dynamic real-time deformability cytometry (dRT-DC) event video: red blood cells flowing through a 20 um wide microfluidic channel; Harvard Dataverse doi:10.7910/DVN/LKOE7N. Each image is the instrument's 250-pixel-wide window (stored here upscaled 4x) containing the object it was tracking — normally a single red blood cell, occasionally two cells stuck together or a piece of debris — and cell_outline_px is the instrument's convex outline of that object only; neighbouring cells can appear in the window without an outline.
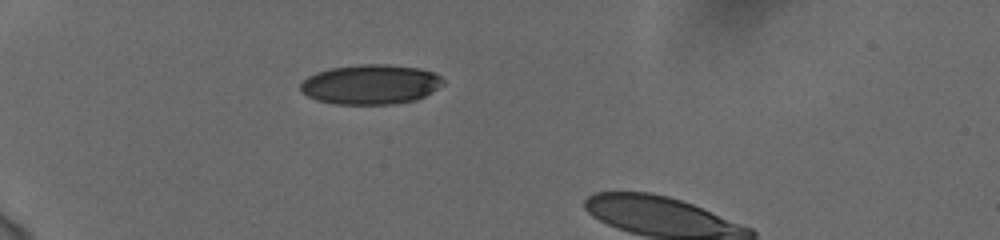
{"species": "human", "species_latin": "Homo sapiens", "temperature_condition": "cold", "stored_images_in_passage": 38, "camera_frame_rate_fps": 3000, "um_per_image_px": 0.085, "donor": {"sex": "female"}, "frame": {"image": 1, "passage_image": 1, "time_ms": 0.0, "image_size_px": [1000, 240], "cell_outline_px": [[444, 84], [432, 92], [416, 100], [396, 104], [332, 104], [316, 100], [300, 92], [300, 84], [308, 76], [316, 72], [332, 68], [360, 64], [388, 64], [420, 68], [432, 72], [440, 76], [444, 80]], "centroid_in_image_um": [31.5, 7.18], "position_along_channel_um": 53.5, "area_um2": 33.29}}
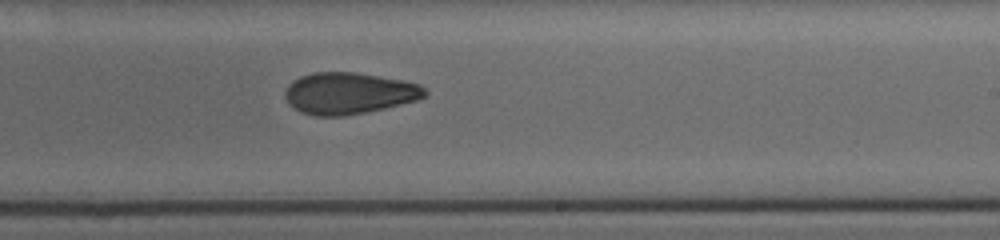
{"frame": {"image": 2, "passage_image": 20, "time_ms": 6.333, "image_size_px": [1000, 240], "cell_outline_px": [[428, 92], [424, 96], [416, 100], [384, 108], [344, 116], [316, 116], [300, 112], [284, 96], [284, 92], [288, 84], [292, 80], [300, 76], [312, 72], [356, 72], [404, 80], [420, 84]], "centroid_in_image_um": [29.65, 7.91], "position_along_channel_um": 259.4, "area_um2": 33.81}}
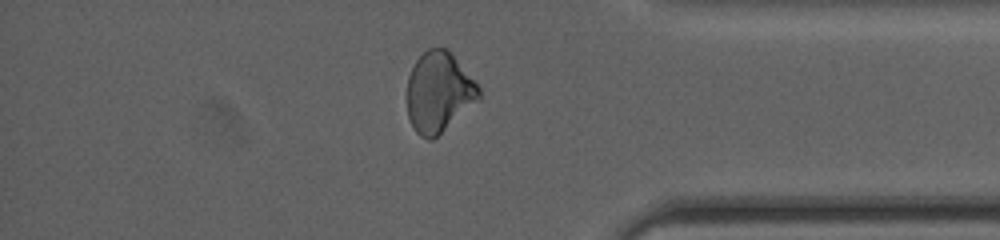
{"frame": {"image": 3, "passage_image": 32, "time_ms": 10.333, "image_size_px": [1000, 240], "cell_outline_px": [[480, 96], [476, 100], [432, 140], [428, 140], [420, 136], [416, 132], [408, 116], [408, 76], [416, 60], [428, 48], [444, 48], [452, 56], [480, 88]], "centroid_in_image_um": [37.25, 7.84], "position_along_channel_um": 398.0, "area_um2": 32.31}}